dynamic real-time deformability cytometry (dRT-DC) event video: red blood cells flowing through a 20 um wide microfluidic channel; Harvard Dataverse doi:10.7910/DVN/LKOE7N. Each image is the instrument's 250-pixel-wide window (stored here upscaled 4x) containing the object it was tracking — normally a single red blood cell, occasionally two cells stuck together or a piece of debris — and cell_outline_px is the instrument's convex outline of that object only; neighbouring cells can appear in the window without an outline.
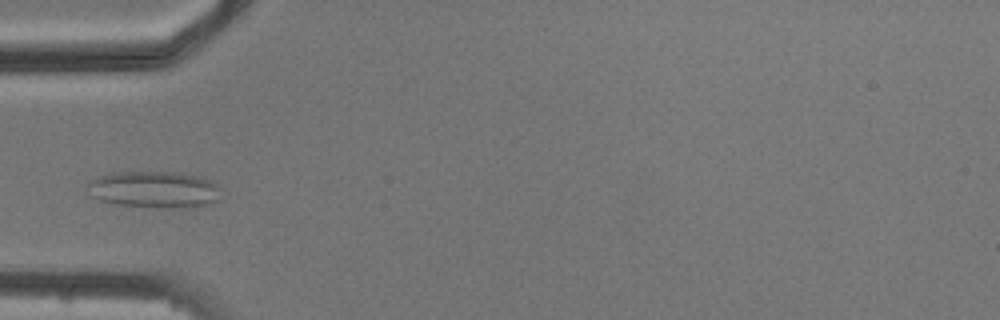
{"species": "common noctule bat (a hibernating species)", "species_latin": "Nyctalus noctula", "temperature_condition": "cold", "stored_images_in_passage": 7, "camera_frame_rate_fps": 3000, "um_per_image_px": 0.085, "animal": {"sex": "male", "body_mass_g": 20.5, "forearm_length_mm": 52.5}, "frame": {"image": 1, "passage_image": 2, "time_ms": 1.333, "image_size_px": [1000, 320], "cell_outline_px": [[220, 200], [212, 204], [188, 208], [184, 208], [112, 204], [100, 200], [92, 196], [88, 184], [92, 180], [100, 176], [112, 172], [172, 172], [200, 176], [212, 180], [220, 188]], "centroid_in_image_um": [13.19, 16.11], "position_along_channel_um": 71.8, "area_um2": 28.55}}
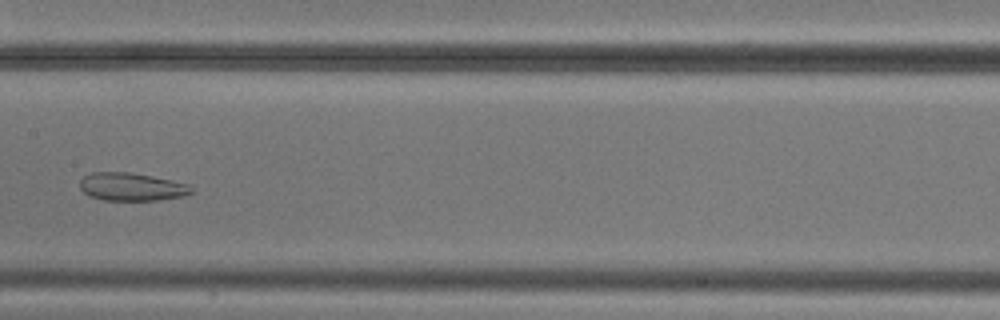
{"frame": {"image": 2, "passage_image": 5, "time_ms": 4.667, "image_size_px": [1000, 320], "cell_outline_px": [[196, 192], [184, 196], [156, 200], [104, 200], [88, 196], [80, 188], [80, 180], [84, 176], [92, 172], [128, 172], [152, 176], [172, 180], [188, 184]], "centroid_in_image_um": [11.2, 15.88], "position_along_channel_um": 196.2, "area_um2": 18.26}}
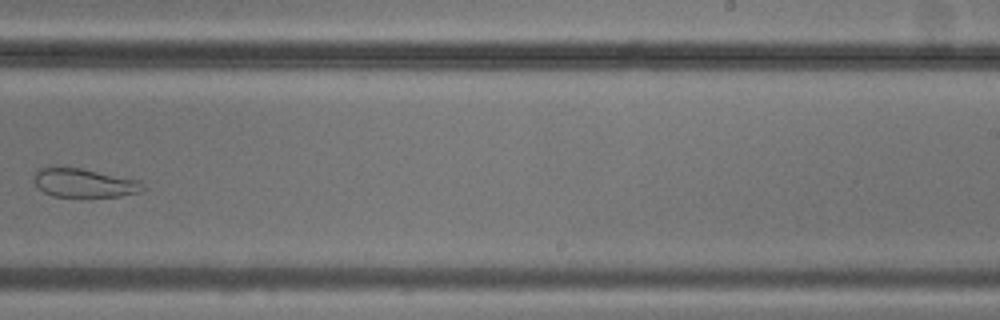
{"frame": {"image": 3, "passage_image": 7, "time_ms": 7.0, "image_size_px": [1000, 320], "cell_outline_px": [[148, 188], [140, 192], [120, 196], [52, 196], [44, 192], [32, 180], [32, 172], [48, 164], [52, 164], [80, 168], [140, 180]], "centroid_in_image_um": [7.09, 15.5], "position_along_channel_um": 281.9, "area_um2": 18.84}}